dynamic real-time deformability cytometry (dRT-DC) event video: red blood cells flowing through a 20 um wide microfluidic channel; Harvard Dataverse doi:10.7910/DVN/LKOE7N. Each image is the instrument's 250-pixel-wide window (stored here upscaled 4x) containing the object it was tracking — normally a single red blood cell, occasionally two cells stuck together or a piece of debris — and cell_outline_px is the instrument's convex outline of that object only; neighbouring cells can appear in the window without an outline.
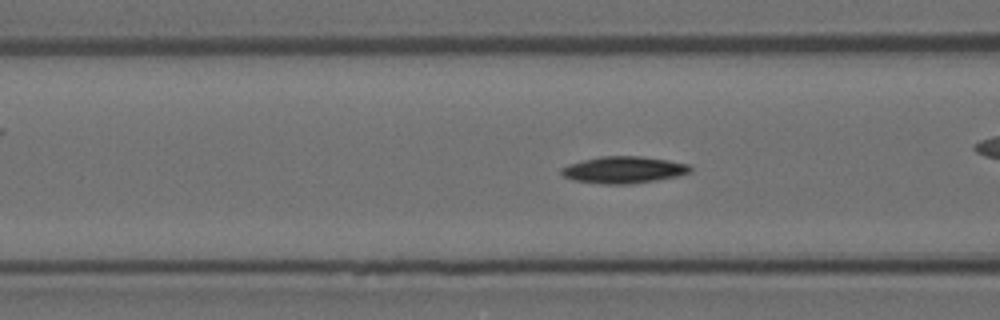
{"species": "Egyptian fruit bat (a non-hibernating species)", "species_latin": "Rousettus aegyptiacus", "temperature_condition": "room temperature", "stored_images_in_passage": 42, "camera_frame_rate_fps": 3000, "um_per_image_px": 0.085, "animal": {"sex": "female"}, "frame": {"image": 1, "passage_image": 7, "time_ms": 2.0, "image_size_px": [1000, 320], "cell_outline_px": [[692, 172], [676, 176], [656, 180], [632, 184], [600, 184], [572, 180], [564, 176], [560, 172], [560, 168], [568, 164], [580, 160], [600, 156], [640, 156], [668, 160], [688, 164], [692, 168]], "centroid_in_image_um": [52.97, 14.43], "position_along_channel_um": 113.6, "area_um2": 20.35}}
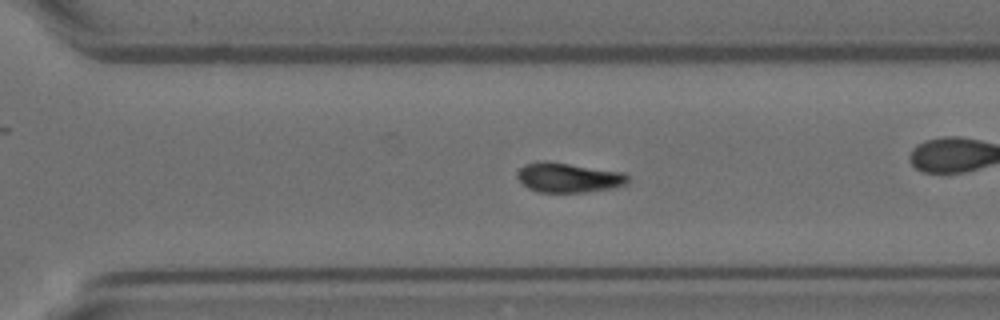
{"frame": {"image": 2, "passage_image": 24, "time_ms": 7.667, "image_size_px": [1000, 320], "cell_outline_px": [[628, 184], [616, 188], [588, 192], [540, 192], [528, 188], [516, 176], [516, 172], [524, 164], [544, 160], [624, 172], [628, 176]], "centroid_in_image_um": [48.34, 15.1], "position_along_channel_um": 322.3, "area_um2": 19.31}, "authors_computed_cell_mechanics": {"area_um2": 19.4208, "velocity_mm_per_s": 3.6905, "shape_relaxation_time_tau1_ms": 4.9153, "shape_relaxation_time_tau2_ms": null, "deformation_change_tau1": 0.1454, "deformation_change_tau2": null}}